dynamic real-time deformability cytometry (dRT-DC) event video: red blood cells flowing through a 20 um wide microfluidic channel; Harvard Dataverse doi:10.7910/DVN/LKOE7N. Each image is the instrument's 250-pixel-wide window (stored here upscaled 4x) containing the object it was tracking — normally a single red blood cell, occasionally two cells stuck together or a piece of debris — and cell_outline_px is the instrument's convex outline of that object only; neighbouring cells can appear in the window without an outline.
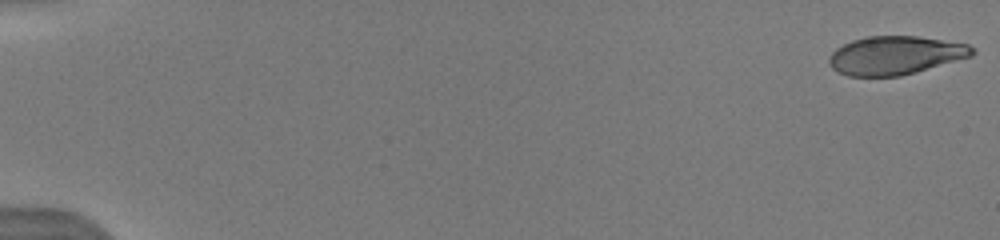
{"species": "human", "species_latin": "Homo sapiens", "temperature_condition": "warm", "stored_images_in_passage": 44, "camera_frame_rate_fps": 3000, "um_per_image_px": 0.085, "donor": {"sex": "male"}, "frame": {"image": 1, "passage_image": 1, "time_ms": 0.0, "image_size_px": [1000, 240], "cell_outline_px": [[976, 52], [972, 56], [916, 72], [900, 76], [848, 76], [832, 68], [828, 60], [828, 56], [836, 48], [852, 40], [868, 36], [916, 36], [968, 44]], "centroid_in_image_um": [76.09, 4.7], "position_along_channel_um": 8.9, "area_um2": 31.96}}
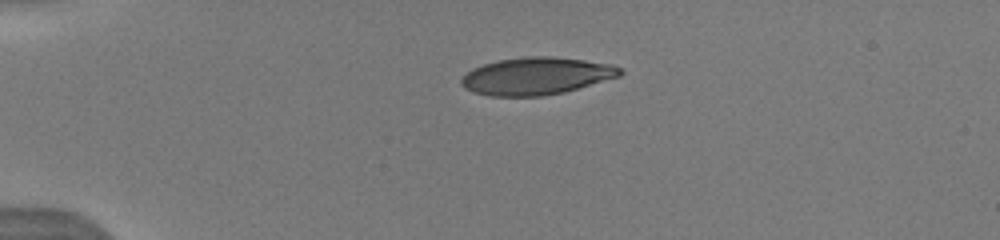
{"frame": {"image": 2, "passage_image": 24, "time_ms": 4.0, "image_size_px": [1000, 240], "cell_outline_px": [[624, 72], [620, 76], [564, 92], [540, 96], [492, 96], [476, 92], [464, 88], [460, 84], [460, 80], [472, 68], [496, 60], [528, 56], [548, 56], [584, 60], [612, 64], [620, 68]], "centroid_in_image_um": [45.59, 6.45], "position_along_channel_um": 39.4, "area_um2": 34.39}}